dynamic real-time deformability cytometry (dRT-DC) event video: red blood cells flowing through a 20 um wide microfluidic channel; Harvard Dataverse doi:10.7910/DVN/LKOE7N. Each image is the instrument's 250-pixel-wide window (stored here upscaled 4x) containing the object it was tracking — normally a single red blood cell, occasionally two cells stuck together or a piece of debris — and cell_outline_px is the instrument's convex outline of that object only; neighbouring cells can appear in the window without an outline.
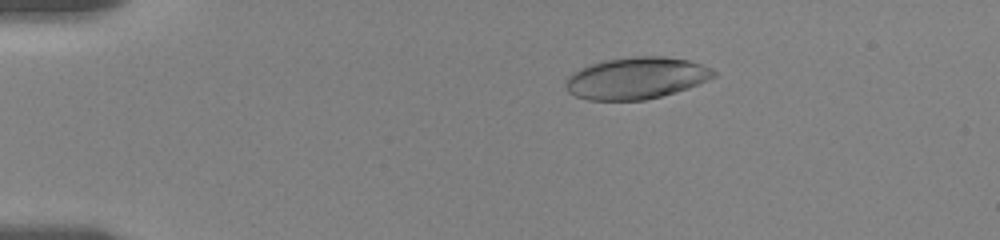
{"species": "human", "species_latin": "Homo sapiens", "temperature_condition": "room temperature", "stored_images_in_passage": 6, "camera_frame_rate_fps": 3000, "um_per_image_px": 0.085, "donor": {"sex": "female"}, "frame": {"image": 1, "passage_image": 4, "time_ms": 3.333, "image_size_px": [1000, 240], "cell_outline_px": [[716, 76], [688, 88], [660, 96], [644, 100], [588, 100], [576, 96], [568, 92], [564, 84], [564, 80], [568, 76], [580, 68], [604, 60], [636, 56], [664, 56], [688, 60], [712, 68], [716, 72]], "centroid_in_image_um": [54.06, 6.64], "position_along_channel_um": 30.9, "area_um2": 35.95}}